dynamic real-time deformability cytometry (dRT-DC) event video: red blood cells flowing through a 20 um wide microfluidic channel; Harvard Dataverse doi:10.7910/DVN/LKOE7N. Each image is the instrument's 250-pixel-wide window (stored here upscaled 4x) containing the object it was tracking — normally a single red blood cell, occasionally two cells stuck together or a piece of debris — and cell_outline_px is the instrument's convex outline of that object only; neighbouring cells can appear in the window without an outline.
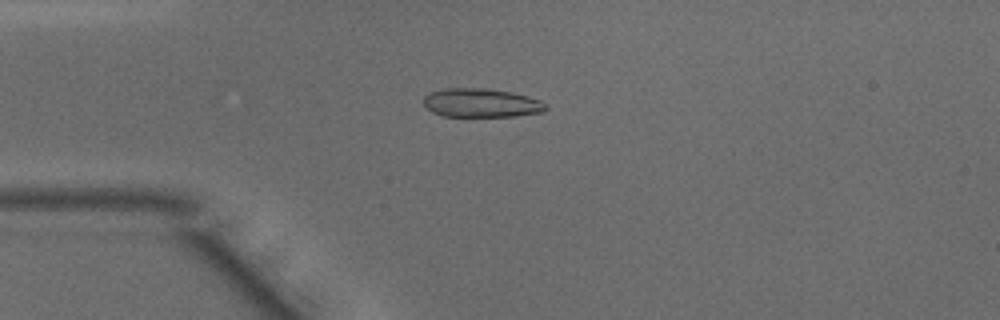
{"species": "common noctule bat (a hibernating species)", "species_latin": "Nyctalus noctula", "temperature_condition": "warm", "stored_images_in_passage": 47, "camera_frame_rate_fps": 3000, "um_per_image_px": 0.085, "animal": {"sex": "male", "body_mass_g": 15.6}, "frame": {"image": 1, "passage_image": 11, "time_ms": 3.333, "image_size_px": [1000, 320], "cell_outline_px": [[548, 108], [544, 112], [516, 116], [444, 116], [432, 112], [424, 104], [424, 96], [432, 92], [444, 88], [484, 88], [508, 92], [540, 100], [548, 104]], "centroid_in_image_um": [40.92, 8.75], "position_along_channel_um": 44.1, "area_um2": 20.35}}
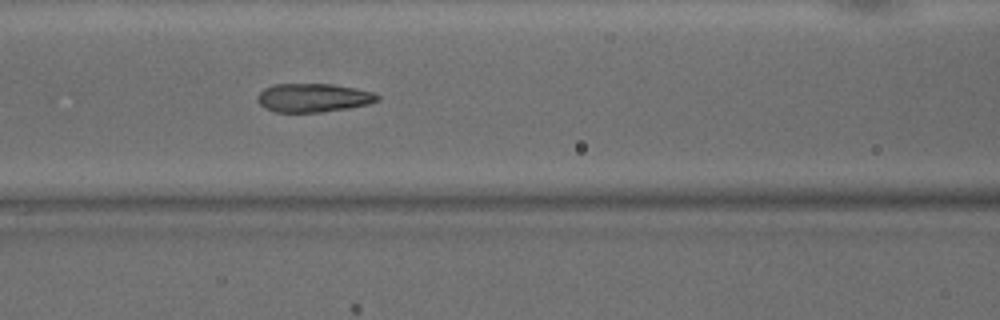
{"frame": {"image": 2, "passage_image": 19, "time_ms": 6.0, "image_size_px": [1000, 320], "cell_outline_px": [[380, 100], [368, 104], [348, 108], [320, 112], [276, 112], [260, 104], [256, 100], [256, 96], [264, 88], [272, 84], [332, 84], [372, 92], [380, 96]], "centroid_in_image_um": [26.61, 8.3], "position_along_channel_um": 140.0, "area_um2": 19.88}}
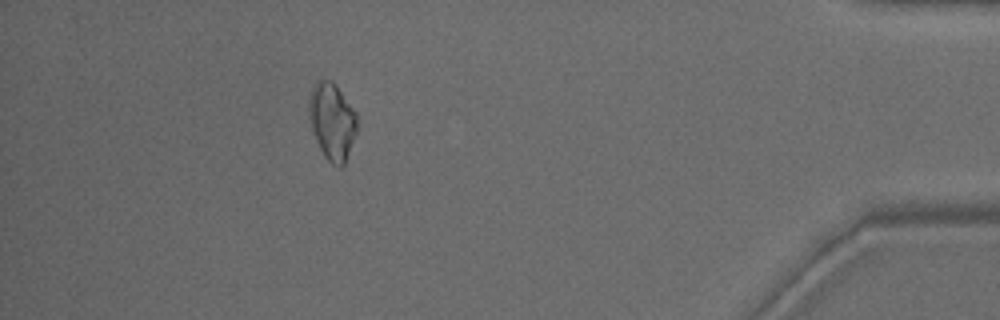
{"frame": {"image": 3, "passage_image": 42, "time_ms": 13.667, "image_size_px": [1000, 320], "cell_outline_px": [[356, 132], [344, 164], [340, 168], [332, 164], [324, 156], [312, 132], [308, 116], [308, 96], [316, 80], [332, 80], [336, 84], [356, 112]], "centroid_in_image_um": [28.19, 10.28], "position_along_channel_um": 407.0, "area_um2": 21.68}, "authors_computed_cell_mechanics": {"area_um2": 20.519, "velocity_mm_per_s": 4.1828, "shape_relaxation_time_tau1_ms": 4.6002, "shape_relaxation_time_tau2_ms": 0.7661, "deformation_change_tau1": 0.195, "deformation_change_tau2": 0.0642}}